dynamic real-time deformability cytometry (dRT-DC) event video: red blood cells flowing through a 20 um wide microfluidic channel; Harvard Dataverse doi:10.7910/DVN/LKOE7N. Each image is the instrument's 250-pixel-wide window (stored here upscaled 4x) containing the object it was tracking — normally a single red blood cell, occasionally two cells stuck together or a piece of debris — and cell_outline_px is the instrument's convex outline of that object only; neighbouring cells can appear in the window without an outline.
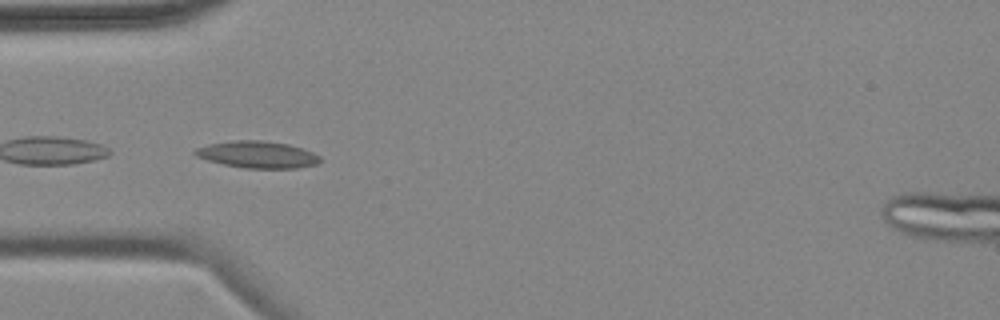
{"species": "common noctule bat (a hibernating species)", "species_latin": "Nyctalus noctula", "temperature_condition": "cold", "stored_images_in_passage": 5, "segment_of_instrument_passage": [2, 2], "camera_frame_rate_fps": 3000, "um_per_image_px": 0.085, "animal": {"sex": "female", "body_mass_g": 18.4}, "frame": {"image": 1, "passage_image": 4, "time_ms": 3.667, "image_size_px": [1000, 320], "cell_outline_px": [[320, 160], [316, 164], [296, 168], [244, 168], [224, 164], [208, 160], [196, 156], [192, 152], [196, 148], [208, 144], [232, 140], [260, 140], [288, 144], [312, 152], [320, 156]], "centroid_in_image_um": [21.85, 13.13], "position_along_channel_um": 63.2, "area_um2": 19.42}}